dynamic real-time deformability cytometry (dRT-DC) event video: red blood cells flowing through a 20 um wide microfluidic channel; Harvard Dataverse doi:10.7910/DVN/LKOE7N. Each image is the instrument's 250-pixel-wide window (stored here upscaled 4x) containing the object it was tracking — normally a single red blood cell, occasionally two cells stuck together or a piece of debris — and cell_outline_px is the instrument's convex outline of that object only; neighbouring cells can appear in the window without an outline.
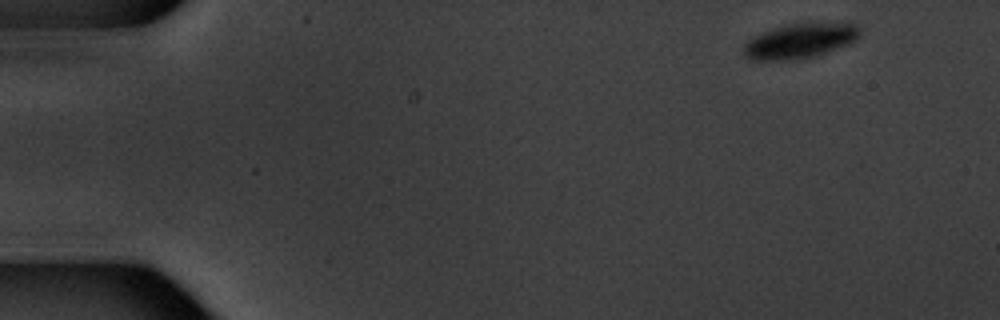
{"species": "common noctule bat (a hibernating species)", "species_latin": "Nyctalus noctula", "temperature_condition": "warm", "stored_images_in_passage": 7, "segment_of_instrument_passage": [2, 2], "camera_frame_rate_fps": 3000, "um_per_image_px": 0.085, "animal": {"sex": "male", "body_mass_g": 20.1, "forearm_length_mm": 53.5}, "frame": {"image": 1, "passage_image": 7, "time_ms": 7.0, "image_size_px": [1000, 320], "cell_outline_px": [[860, 36], [856, 40], [848, 44], [816, 56], [784, 60], [752, 60], [744, 56], [744, 44], [748, 40], [764, 32], [788, 24], [808, 20], [852, 20], [860, 28]], "centroid_in_image_um": [68.14, 3.39], "position_along_channel_um": 16.9, "area_um2": 24.57}}